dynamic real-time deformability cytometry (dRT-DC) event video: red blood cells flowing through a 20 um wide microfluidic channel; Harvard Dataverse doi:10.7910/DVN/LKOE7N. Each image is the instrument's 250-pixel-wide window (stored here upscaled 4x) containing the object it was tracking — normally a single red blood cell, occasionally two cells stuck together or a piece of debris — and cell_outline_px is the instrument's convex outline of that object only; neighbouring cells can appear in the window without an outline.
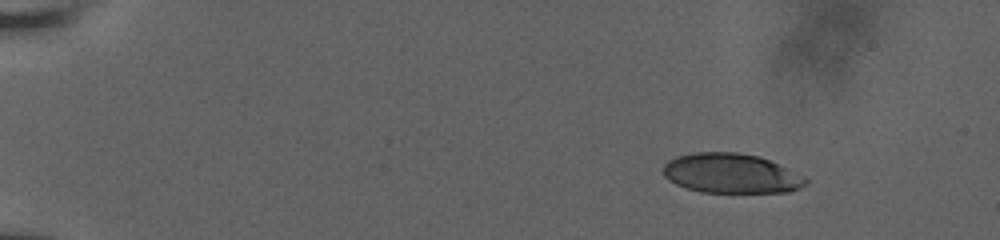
{"species": "human", "species_latin": "Homo sapiens", "temperature_condition": "room temperature", "stored_images_in_passage": 50, "camera_frame_rate_fps": 3000, "um_per_image_px": 0.085, "donor": {"sex": "male"}, "frame": {"image": 1, "passage_image": 1, "time_ms": 0.0, "image_size_px": [1000, 240], "cell_outline_px": [[808, 184], [800, 188], [788, 192], [700, 192], [676, 184], [668, 180], [664, 176], [664, 164], [668, 160], [676, 156], [696, 152], [736, 152], [760, 156], [804, 176], [808, 180]], "centroid_in_image_um": [62.15, 14.74], "position_along_channel_um": 22.9, "area_um2": 32.95}}
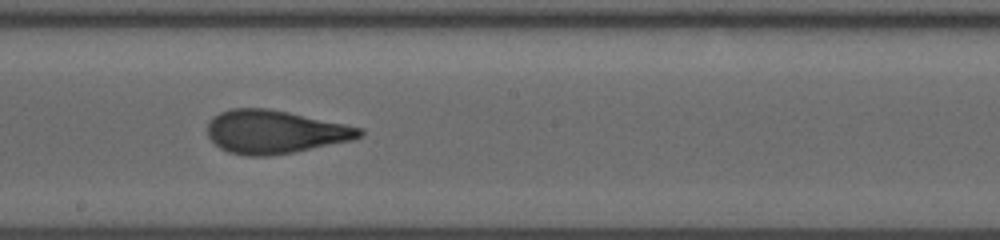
{"frame": {"image": 2, "passage_image": 27, "time_ms": 8.667, "image_size_px": [1000, 240], "cell_outline_px": [[364, 132], [360, 136], [352, 140], [292, 152], [268, 156], [248, 156], [228, 152], [220, 148], [208, 136], [208, 120], [212, 116], [220, 112], [232, 108], [268, 108], [288, 112], [364, 128]], "centroid_in_image_um": [23.33, 11.2], "position_along_channel_um": 224.9, "area_um2": 38.21}}
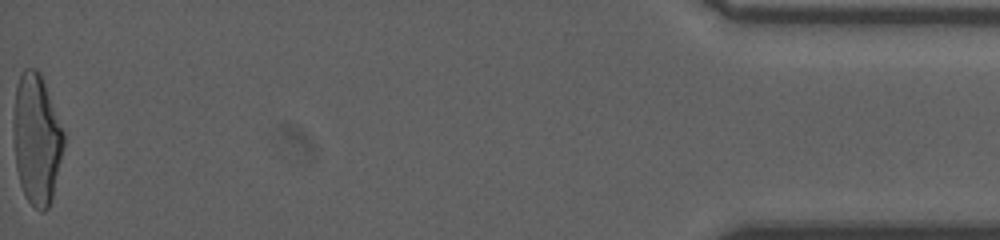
{"frame": {"image": 3, "passage_image": 50, "time_ms": 16.333, "image_size_px": [1000, 240], "cell_outline_px": [[64, 144], [52, 196], [48, 208], [44, 212], [40, 212], [28, 200], [20, 184], [16, 168], [12, 136], [12, 120], [16, 84], [24, 68], [36, 68], [40, 72], [64, 132]], "centroid_in_image_um": [3.08, 11.79], "position_along_channel_um": 432.1, "area_um2": 38.26}, "authors_computed_cell_mechanics": {"area_um2": 37.3677, "velocity_mm_per_s": 3.8459, "shape_relaxation_time_tau1_ms": 6.3071, "shape_relaxation_time_tau2_ms": 1.0368, "deformation_change_tau1": 0.2374, "deformation_change_tau2": 0.0937}}